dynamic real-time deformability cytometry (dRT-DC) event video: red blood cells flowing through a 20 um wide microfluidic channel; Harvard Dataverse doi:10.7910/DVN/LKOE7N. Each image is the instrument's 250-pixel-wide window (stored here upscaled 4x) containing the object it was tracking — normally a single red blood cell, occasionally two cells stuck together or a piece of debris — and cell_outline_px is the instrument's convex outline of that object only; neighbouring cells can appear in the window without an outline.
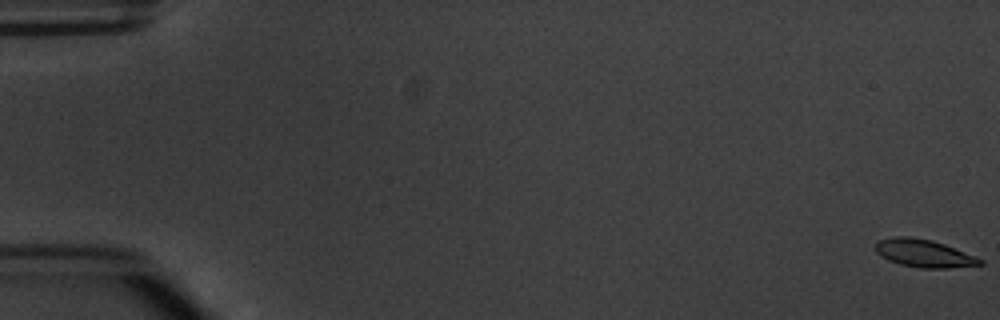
{"species": "common noctule bat (a hibernating species)", "species_latin": "Nyctalus noctula", "temperature_condition": "warm", "stored_images_in_passage": 6, "camera_frame_rate_fps": 3000, "um_per_image_px": 0.085, "animal": {"sex": "male", "body_mass_g": 20.1, "forearm_length_mm": 53.5}, "frame": {"image": 1, "passage_image": 1, "time_ms": 0.0, "image_size_px": [1000, 320], "cell_outline_px": [[984, 264], [948, 268], [920, 268], [900, 264], [888, 260], [880, 256], [876, 252], [876, 244], [880, 240], [892, 236], [908, 236], [932, 240], [944, 244], [976, 256], [984, 260]], "centroid_in_image_um": [78.54, 21.53], "position_along_channel_um": 6.5, "area_um2": 16.94}}
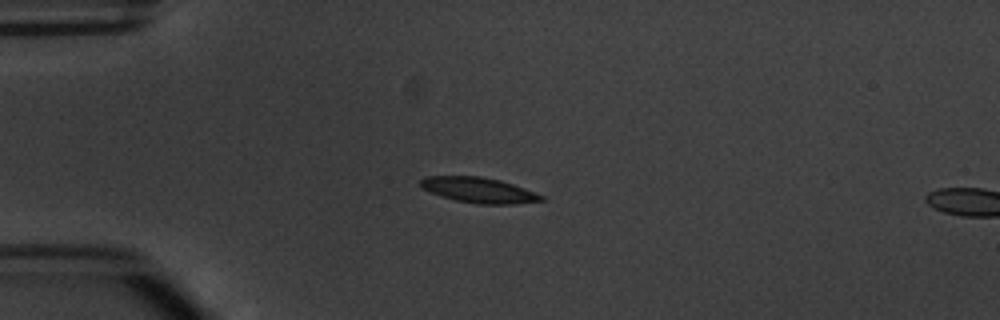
{"frame": {"image": 2, "passage_image": 5, "time_ms": 4.667, "image_size_px": [1000, 320], "cell_outline_px": [[544, 200], [512, 204], [476, 204], [456, 200], [440, 196], [424, 188], [420, 184], [420, 180], [424, 176], [480, 176], [500, 180], [536, 192], [544, 196]], "centroid_in_image_um": [40.7, 16.15], "position_along_channel_um": 44.3, "area_um2": 17.74}}